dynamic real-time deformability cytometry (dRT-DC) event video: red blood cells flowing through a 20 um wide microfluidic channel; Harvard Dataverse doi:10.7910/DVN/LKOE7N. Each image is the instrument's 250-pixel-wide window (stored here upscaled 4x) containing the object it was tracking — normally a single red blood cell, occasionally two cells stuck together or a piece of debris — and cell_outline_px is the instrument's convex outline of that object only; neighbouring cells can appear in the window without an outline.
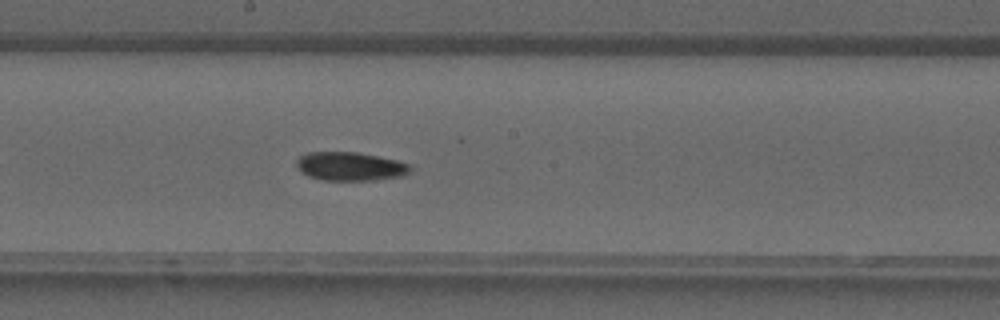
{"species": "common noctule bat (a hibernating species)", "species_latin": "Nyctalus noctula", "temperature_condition": "warm", "stored_images_in_passage": 29, "camera_frame_rate_fps": 3000, "um_per_image_px": 0.085, "animal": {"sex": "male", "forearm_length_mm": 52.5}, "frame": {"image": 1, "passage_image": 12, "time_ms": 3.667, "image_size_px": [1000, 320], "cell_outline_px": [[412, 168], [408, 172], [400, 176], [372, 180], [324, 180], [308, 176], [296, 164], [296, 160], [300, 156], [308, 152], [356, 152], [396, 160], [412, 164]], "centroid_in_image_um": [29.78, 14.13], "position_along_channel_um": 218.4, "area_um2": 18.73}}
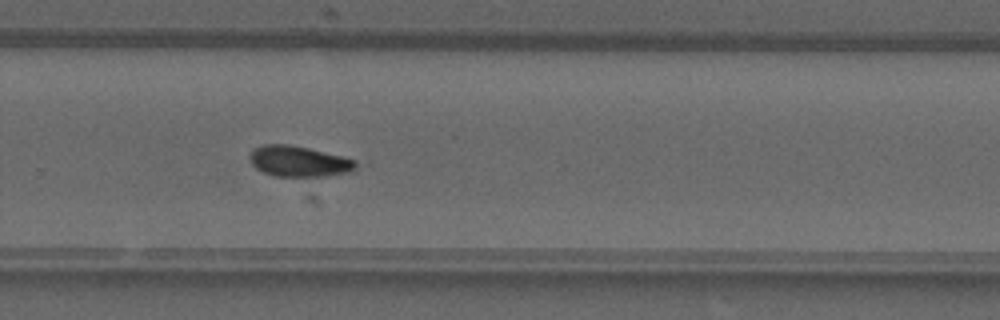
{"frame": {"image": 2, "passage_image": 17, "time_ms": 5.333, "image_size_px": [1000, 320], "cell_outline_px": [[360, 164], [352, 172], [324, 176], [276, 176], [264, 172], [256, 168], [252, 164], [248, 156], [256, 148], [264, 144], [288, 144], [308, 148], [344, 156], [356, 160]], "centroid_in_image_um": [25.46, 13.71], "position_along_channel_um": 304.3, "area_um2": 19.07}}
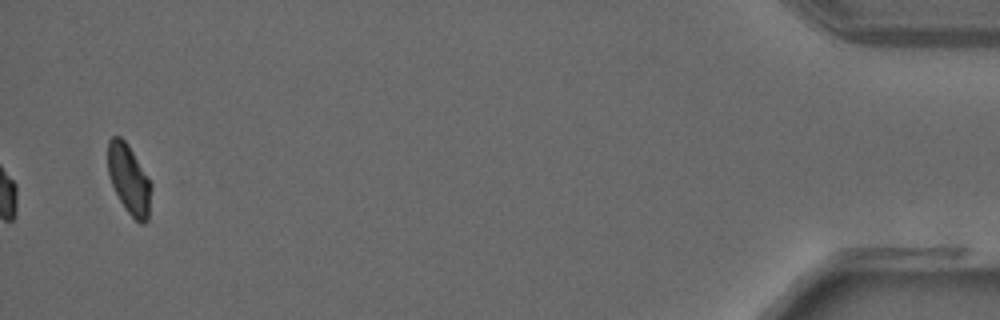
{"frame": {"image": 3, "passage_image": 29, "time_ms": 9.333, "image_size_px": [1000, 320], "cell_outline_px": [[152, 184], [148, 220], [144, 224], [140, 224], [128, 212], [120, 200], [112, 184], [108, 172], [108, 140], [112, 136], [120, 136], [128, 144]], "centroid_in_image_um": [10.98, 15.24], "position_along_channel_um": 424.2, "area_um2": 17.4}}